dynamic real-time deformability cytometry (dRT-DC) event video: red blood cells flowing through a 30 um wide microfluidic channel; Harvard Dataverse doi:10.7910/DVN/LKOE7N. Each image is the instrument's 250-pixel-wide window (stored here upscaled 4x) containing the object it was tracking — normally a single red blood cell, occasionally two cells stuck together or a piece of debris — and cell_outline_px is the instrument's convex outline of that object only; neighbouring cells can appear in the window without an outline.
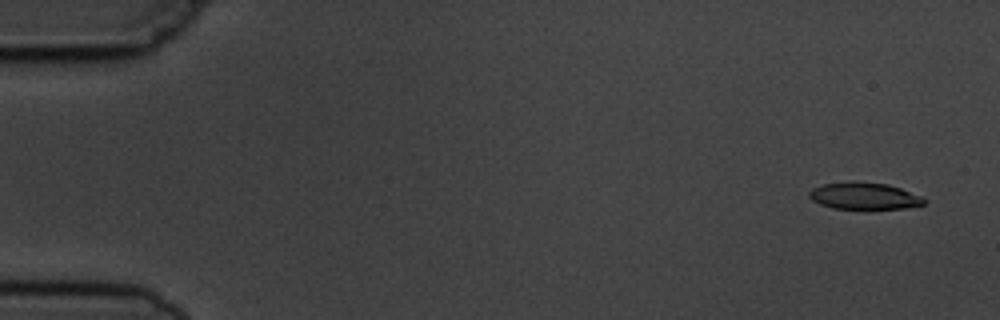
{"species": "common noctule bat (a hibernating species)", "species_latin": "Nyctalus noctula", "temperature_condition": "cold", "stored_images_in_passage": 4, "camera_frame_rate_fps": 3000, "um_per_image_px": 0.085, "animal": {"sex": "male", "body_mass_g": 19.5, "forearm_length_mm": 54.6}, "frame": {"image": 1, "passage_image": 1, "time_ms": 0.0, "image_size_px": [1000, 320], "cell_outline_px": [[928, 200], [924, 204], [904, 208], [832, 208], [820, 204], [812, 200], [808, 196], [808, 192], [812, 188], [824, 184], [852, 180], [888, 184], [924, 196]], "centroid_in_image_um": [73.47, 16.63], "position_along_channel_um": 11.5, "area_um2": 18.15}}